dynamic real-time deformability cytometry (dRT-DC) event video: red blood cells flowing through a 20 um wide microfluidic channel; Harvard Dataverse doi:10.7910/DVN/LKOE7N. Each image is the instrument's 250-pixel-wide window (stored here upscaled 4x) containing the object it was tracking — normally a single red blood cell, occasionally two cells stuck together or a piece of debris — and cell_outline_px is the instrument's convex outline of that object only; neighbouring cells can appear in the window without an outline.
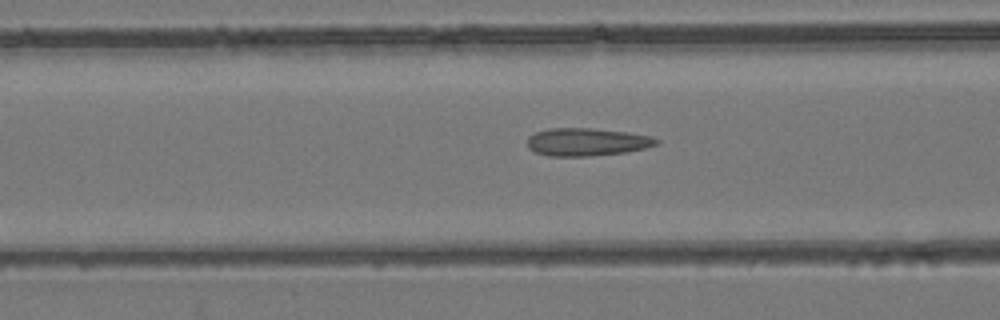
{"species": "common noctule bat (a hibernating species)", "species_latin": "Nyctalus noctula", "temperature_condition": "room temperature", "stored_images_in_passage": 53, "camera_frame_rate_fps": 3000, "um_per_image_px": 0.085, "animal": {"sex": "female", "body_mass_g": 24.6, "forearm_length_mm": 56.2}, "frame": {"image": 1, "passage_image": 21, "time_ms": 6.667, "image_size_px": [1000, 320], "cell_outline_px": [[660, 144], [628, 152], [592, 156], [548, 156], [536, 152], [528, 148], [528, 136], [536, 132], [548, 128], [592, 128], [628, 132], [652, 136], [660, 140]], "centroid_in_image_um": [49.91, 12.06], "position_along_channel_um": 116.7, "area_um2": 21.15}}
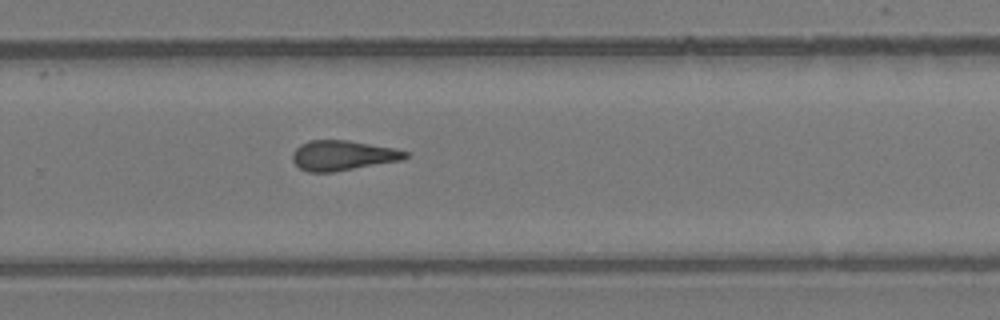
{"frame": {"image": 2, "passage_image": 35, "time_ms": 11.333, "image_size_px": [1000, 320], "cell_outline_px": [[408, 156], [404, 160], [332, 172], [308, 172], [300, 168], [292, 160], [292, 152], [300, 144], [308, 140], [348, 140], [392, 148], [408, 152]], "centroid_in_image_um": [29.11, 13.21], "position_along_channel_um": 300.7, "area_um2": 19.71}}
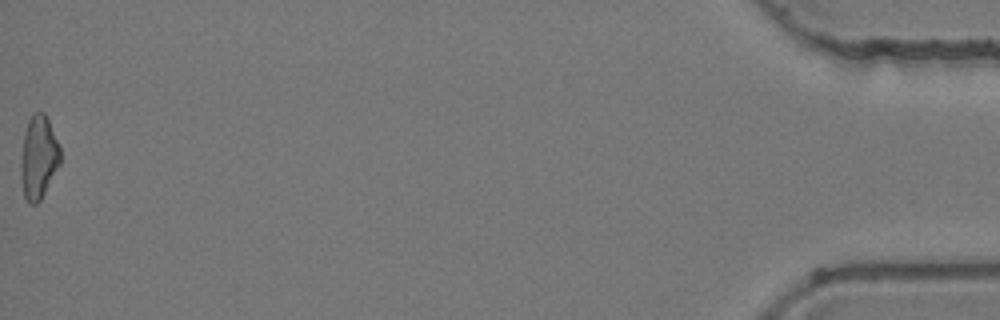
{"frame": {"image": 3, "passage_image": 53, "time_ms": 17.333, "image_size_px": [1000, 320], "cell_outline_px": [[60, 164], [40, 200], [36, 204], [28, 204], [24, 196], [20, 172], [20, 156], [24, 132], [28, 120], [32, 112], [44, 112], [48, 120], [60, 148]], "centroid_in_image_um": [3.25, 13.37], "position_along_channel_um": 432.0, "area_um2": 19.19}, "authors_computed_cell_mechanics": {"area_um2": 19.941, "velocity_mm_per_s": 3.9463, "shape_relaxation_time_tau1_ms": null, "shape_relaxation_time_tau2_ms": 2.2294, "deformation_change_tau1": null, "deformation_change_tau2": 0.1242}}